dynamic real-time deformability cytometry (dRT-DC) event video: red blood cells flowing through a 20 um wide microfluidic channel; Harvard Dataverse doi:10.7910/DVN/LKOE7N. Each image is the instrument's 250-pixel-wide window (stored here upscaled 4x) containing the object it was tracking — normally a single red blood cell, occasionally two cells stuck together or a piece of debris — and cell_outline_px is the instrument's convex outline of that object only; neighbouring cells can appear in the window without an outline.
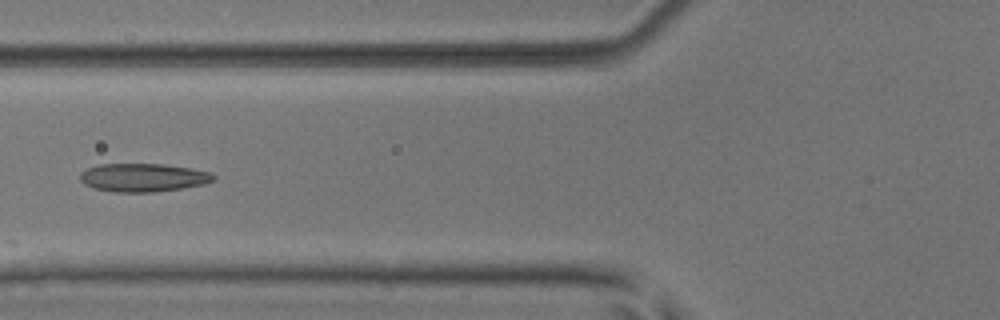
{"species": "common noctule bat (a hibernating species)", "species_latin": "Nyctalus noctula", "temperature_condition": "room temperature", "stored_images_in_passage": 6, "camera_frame_rate_fps": 3000, "um_per_image_px": 0.085, "animal": {"sex": "male", "body_mass_g": 17.9, "forearm_length_mm": 54.2}, "frame": {"image": 1, "passage_image": 6, "time_ms": 1.667, "image_size_px": [1000, 320], "cell_outline_px": [[216, 180], [204, 184], [184, 188], [152, 192], [112, 192], [92, 188], [84, 184], [80, 180], [80, 172], [88, 168], [100, 164], [164, 164], [212, 172], [216, 176]], "centroid_in_image_um": [12.17, 15.1], "position_along_channel_um": 113.6, "area_um2": 22.2}}